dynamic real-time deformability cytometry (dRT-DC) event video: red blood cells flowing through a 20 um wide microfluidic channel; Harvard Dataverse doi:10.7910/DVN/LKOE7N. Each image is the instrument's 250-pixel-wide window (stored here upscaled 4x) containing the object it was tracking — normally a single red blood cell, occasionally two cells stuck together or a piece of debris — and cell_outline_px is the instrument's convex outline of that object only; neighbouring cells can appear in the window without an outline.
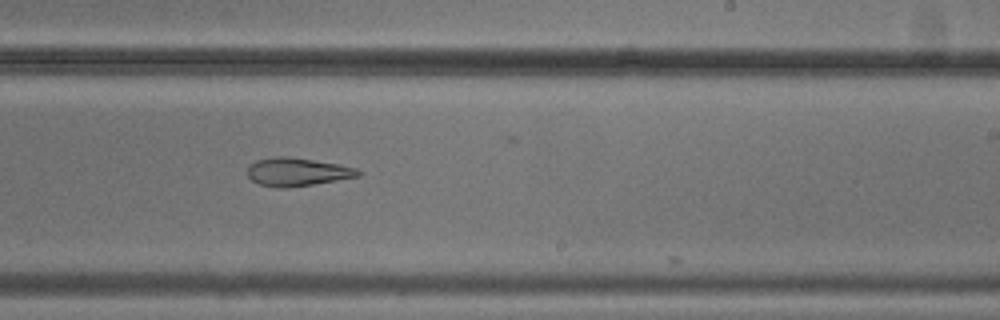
{"species": "common noctule bat (a hibernating species)", "species_latin": "Nyctalus noctula", "temperature_condition": "cold", "stored_images_in_passage": 22, "camera_frame_rate_fps": 3000, "um_per_image_px": 0.085, "animal": {"sex": "male", "body_mass_g": 20.5, "forearm_length_mm": 52.5}, "frame": {"image": 1, "passage_image": 20, "time_ms": 6.333, "image_size_px": [1000, 320], "cell_outline_px": [[364, 172], [360, 176], [288, 188], [276, 188], [260, 184], [252, 180], [248, 176], [248, 168], [256, 160], [276, 156], [284, 156], [340, 164], [356, 168]], "centroid_in_image_um": [25.29, 14.62], "position_along_channel_um": 263.7, "area_um2": 18.09}}